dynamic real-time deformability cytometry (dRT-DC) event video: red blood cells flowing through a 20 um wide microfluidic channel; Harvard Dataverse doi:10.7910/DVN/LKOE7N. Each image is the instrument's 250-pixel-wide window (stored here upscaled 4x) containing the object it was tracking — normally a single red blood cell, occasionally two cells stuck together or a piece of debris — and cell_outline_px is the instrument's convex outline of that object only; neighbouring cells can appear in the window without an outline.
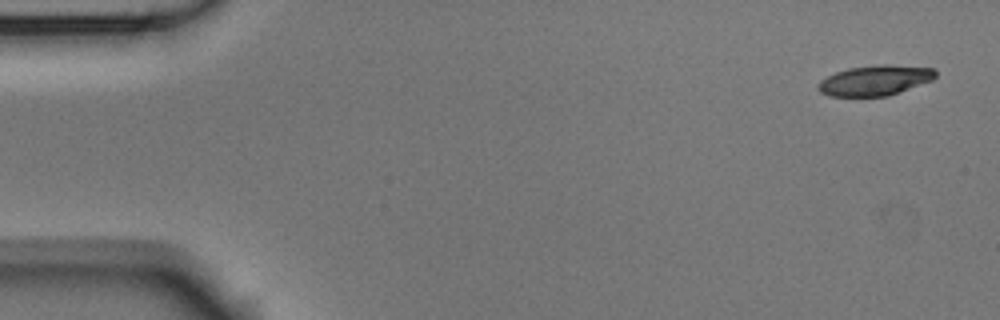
{"species": "Egyptian fruit bat (a non-hibernating species)", "species_latin": "Rousettus aegyptiacus", "temperature_condition": "room temperature", "stored_images_in_passage": 5, "camera_frame_rate_fps": 3000, "um_per_image_px": 0.085, "animal": {"sex": "male"}, "frame": {"image": 1, "passage_image": 1, "time_ms": 0.0, "image_size_px": [1000, 320], "cell_outline_px": [[936, 76], [932, 80], [888, 96], [828, 96], [820, 92], [816, 88], [816, 84], [820, 80], [836, 72], [848, 68], [880, 64], [888, 64], [936, 68]], "centroid_in_image_um": [74.36, 6.83], "position_along_channel_um": 10.6, "area_um2": 20.81}}